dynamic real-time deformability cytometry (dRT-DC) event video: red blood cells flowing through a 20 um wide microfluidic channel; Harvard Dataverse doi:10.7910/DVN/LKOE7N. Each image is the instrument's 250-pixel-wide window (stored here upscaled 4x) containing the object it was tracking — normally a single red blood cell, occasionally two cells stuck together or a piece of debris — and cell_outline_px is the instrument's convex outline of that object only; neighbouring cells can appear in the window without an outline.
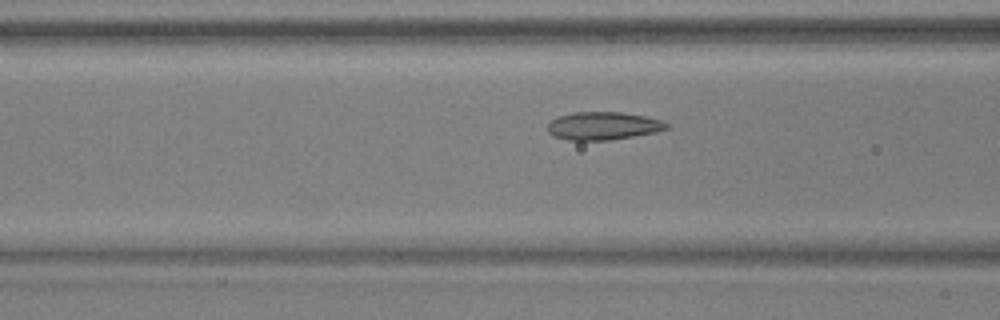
{"species": "common noctule bat (a hibernating species)", "species_latin": "Nyctalus noctula", "temperature_condition": "warm", "stored_images_in_passage": 47, "camera_frame_rate_fps": 3000, "um_per_image_px": 0.085, "animal": {"sex": "male", "body_mass_g": 17.9, "forearm_length_mm": 54.2}, "frame": {"image": 1, "passage_image": 15, "time_ms": 4.667, "image_size_px": [1000, 320], "cell_outline_px": [[668, 128], [656, 132], [608, 140], [568, 140], [552, 136], [548, 132], [548, 124], [552, 120], [560, 116], [572, 112], [620, 112], [644, 116], [660, 120], [668, 124]], "centroid_in_image_um": [51.23, 10.7], "position_along_channel_um": 115.4, "area_um2": 19.19}}
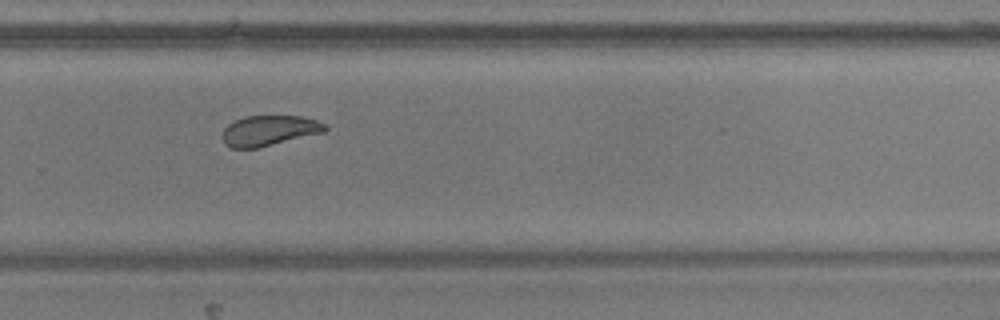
{"frame": {"image": 2, "passage_image": 30, "time_ms": 9.667, "image_size_px": [1000, 320], "cell_outline_px": [[328, 128], [324, 132], [256, 148], [232, 148], [224, 144], [224, 128], [228, 124], [244, 116], [304, 116], [316, 120], [324, 124]], "centroid_in_image_um": [22.88, 11.09], "position_along_channel_um": 306.9, "area_um2": 17.92}}
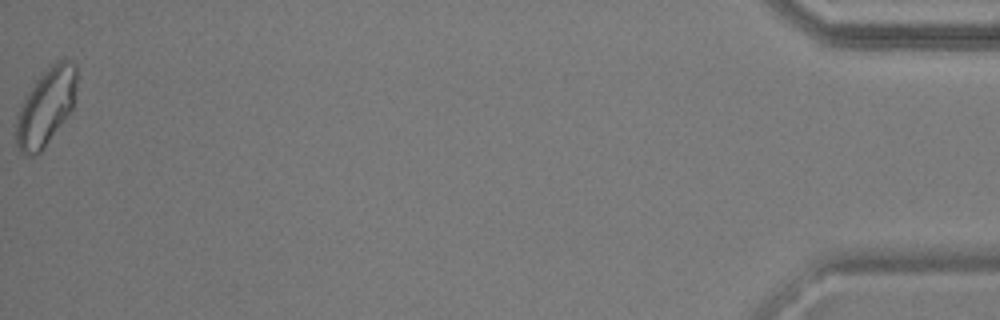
{"frame": {"image": 3, "passage_image": 47, "time_ms": 15.333, "image_size_px": [1000, 320], "cell_outline_px": [[76, 88], [72, 108], [44, 148], [40, 152], [32, 156], [28, 156], [20, 152], [16, 144], [16, 116], [28, 92], [36, 80], [56, 60], [72, 60], [76, 64]], "centroid_in_image_um": [3.89, 9.09], "position_along_channel_um": 431.3, "area_um2": 26.82}, "authors_computed_cell_mechanics": {"area_um2": 19.5942, "velocity_mm_per_s": 3.8391, "shape_relaxation_time_tau1_ms": 2.9628, "shape_relaxation_time_tau2_ms": 0.9787, "deformation_change_tau1": 0.1235, "deformation_change_tau2": 0.0663}}